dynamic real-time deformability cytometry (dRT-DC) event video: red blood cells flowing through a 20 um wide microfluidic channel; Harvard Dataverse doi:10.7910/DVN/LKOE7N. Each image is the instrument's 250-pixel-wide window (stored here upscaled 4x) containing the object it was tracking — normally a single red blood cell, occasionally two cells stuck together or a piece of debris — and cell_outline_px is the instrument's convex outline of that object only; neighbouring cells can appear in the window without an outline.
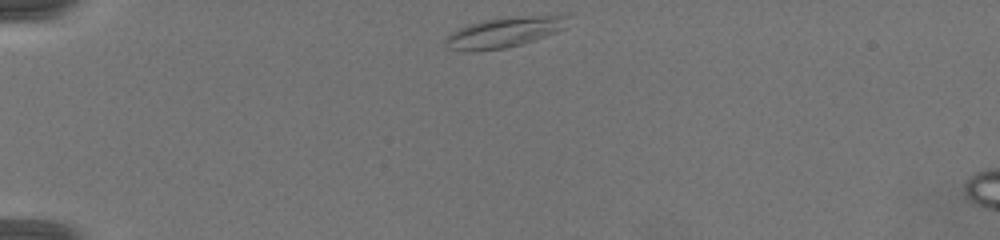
{"species": "common noctule bat (a hibernating species)", "species_latin": "Nyctalus noctula", "temperature_condition": "warm", "stored_images_in_passage": 24, "camera_frame_rate_fps": 3000, "um_per_image_px": 0.085, "animal": {"sex": "female", "body_mass_g": 19.5, "forearm_length_mm": 54.1}, "frame": {"image": 1, "passage_image": 1, "time_ms": 0.0, "image_size_px": [1000, 240], "cell_outline_px": [[568, 16], [564, 28], [556, 32], [520, 44], [504, 48], [444, 48], [444, 36], [456, 28], [468, 24], [484, 20], [504, 16]], "centroid_in_image_um": [42.79, 2.69], "position_along_channel_um": 42.2, "area_um2": 20.81}}
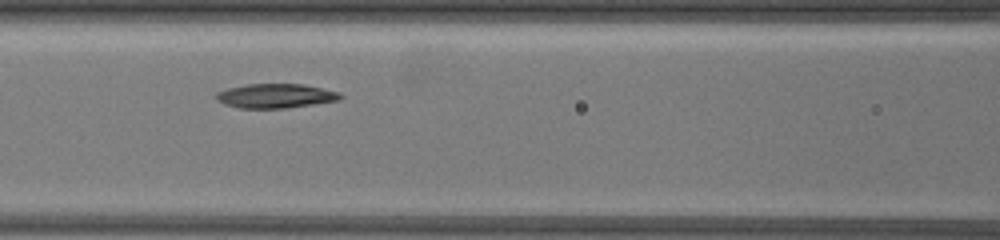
{"frame": {"image": 2, "passage_image": 10, "time_ms": 3.667, "image_size_px": [1000, 240], "cell_outline_px": [[344, 96], [340, 100], [288, 108], [240, 108], [224, 104], [216, 100], [216, 92], [228, 88], [248, 84], [304, 84], [340, 92]], "centroid_in_image_um": [23.45, 8.15], "position_along_channel_um": 143.2, "area_um2": 17.69}}
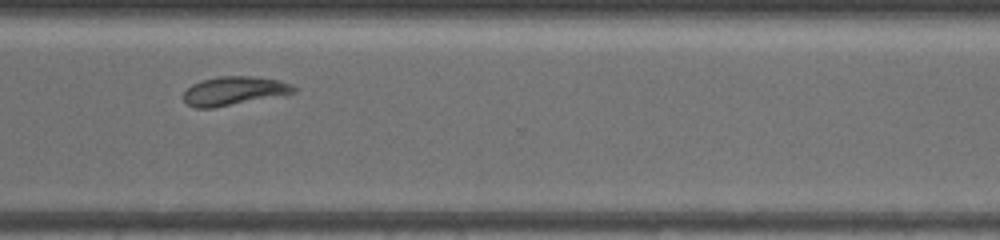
{"frame": {"image": 3, "passage_image": 23, "time_ms": 8.667, "image_size_px": [1000, 240], "cell_outline_px": [[296, 92], [212, 108], [196, 108], [188, 104], [184, 100], [184, 92], [192, 84], [200, 80], [220, 76], [256, 76], [280, 80], [292, 84], [296, 88]], "centroid_in_image_um": [19.89, 7.7], "position_along_channel_um": 350.7, "area_um2": 18.26}}